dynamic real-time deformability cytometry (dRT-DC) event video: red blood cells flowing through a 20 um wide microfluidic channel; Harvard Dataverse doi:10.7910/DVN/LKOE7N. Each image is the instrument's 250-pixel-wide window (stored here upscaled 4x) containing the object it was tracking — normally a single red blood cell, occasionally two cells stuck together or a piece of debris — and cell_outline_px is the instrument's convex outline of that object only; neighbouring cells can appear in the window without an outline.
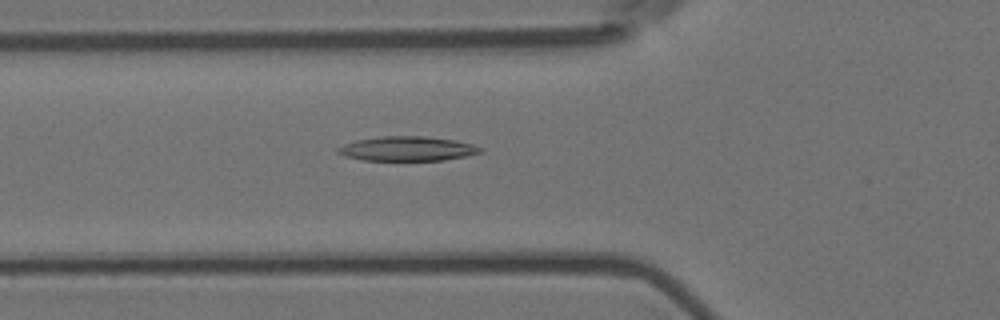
{"species": "Egyptian fruit bat (a non-hibernating species)", "species_latin": "Rousettus aegyptiacus", "temperature_condition": "room temperature", "stored_images_in_passage": 11, "camera_frame_rate_fps": 3000, "um_per_image_px": 0.085, "animal": {"sex": "female"}, "frame": {"image": 1, "passage_image": 9, "time_ms": 2.667, "image_size_px": [1000, 320], "cell_outline_px": [[484, 148], [480, 152], [468, 156], [444, 160], [364, 160], [344, 156], [336, 152], [336, 148], [344, 144], [356, 140], [380, 136], [424, 136], [452, 140], [472, 144]], "centroid_in_image_um": [34.6, 12.64], "position_along_channel_um": 91.2, "area_um2": 20.29}}